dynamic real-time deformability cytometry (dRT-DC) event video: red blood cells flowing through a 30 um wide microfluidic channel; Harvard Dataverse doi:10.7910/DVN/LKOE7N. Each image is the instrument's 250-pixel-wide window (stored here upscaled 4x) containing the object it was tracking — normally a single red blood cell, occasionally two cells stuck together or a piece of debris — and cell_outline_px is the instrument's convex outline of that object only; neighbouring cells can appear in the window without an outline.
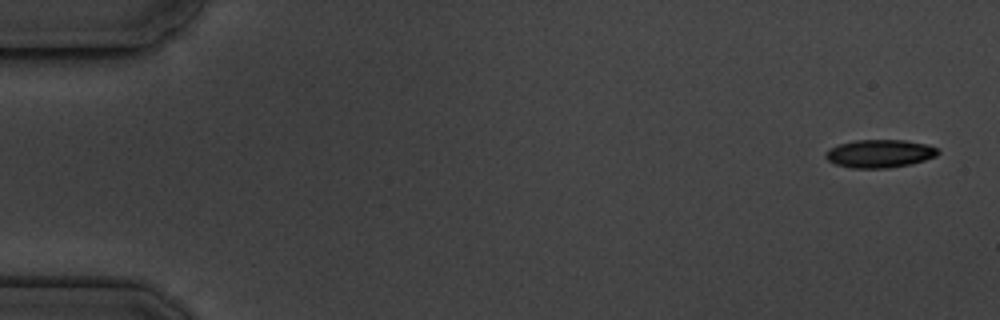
{"species": "common noctule bat (a hibernating species)", "species_latin": "Nyctalus noctula", "temperature_condition": "cold", "stored_images_in_passage": 4, "camera_frame_rate_fps": 3000, "um_per_image_px": 0.085, "animal": {"sex": "male", "body_mass_g": 19.5, "forearm_length_mm": 54.6}, "frame": {"image": 1, "passage_image": 1, "time_ms": 0.0, "image_size_px": [1000, 320], "cell_outline_px": [[940, 152], [936, 156], [912, 164], [888, 168], [852, 168], [836, 164], [828, 160], [824, 156], [824, 152], [840, 144], [856, 140], [904, 140], [928, 144], [936, 148]], "centroid_in_image_um": [74.79, 13.06], "position_along_channel_um": 10.2, "area_um2": 18.32}}